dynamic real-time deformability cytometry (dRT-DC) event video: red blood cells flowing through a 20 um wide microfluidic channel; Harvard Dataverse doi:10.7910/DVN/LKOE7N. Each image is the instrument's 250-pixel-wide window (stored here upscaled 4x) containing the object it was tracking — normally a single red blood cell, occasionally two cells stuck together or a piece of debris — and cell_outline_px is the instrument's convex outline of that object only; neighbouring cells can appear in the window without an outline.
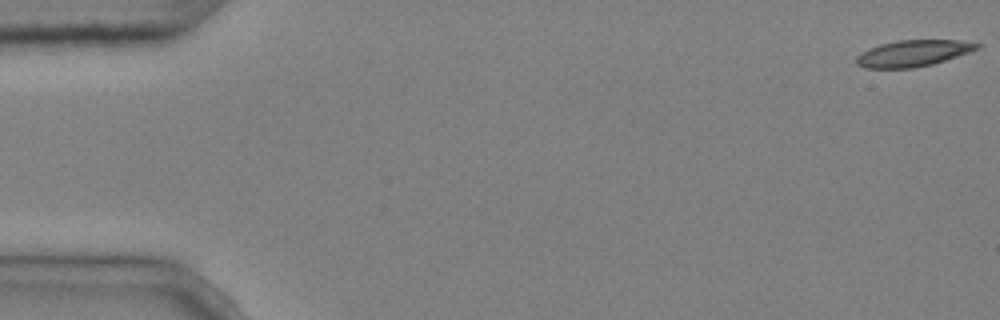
{"species": "common noctule bat (a hibernating species)", "species_latin": "Nyctalus noctula", "temperature_condition": "cold", "stored_images_in_passage": 5, "camera_frame_rate_fps": 3000, "um_per_image_px": 0.085, "animal": {"sex": "male", "body_mass_g": 20.4}, "frame": {"image": 1, "passage_image": 1, "time_ms": 0.0, "image_size_px": [1000, 320], "cell_outline_px": [[980, 48], [932, 64], [912, 68], [864, 68], [856, 64], [856, 56], [860, 52], [868, 48], [880, 44], [896, 40], [960, 40], [980, 44]], "centroid_in_image_um": [77.55, 4.52], "position_along_channel_um": 7.5, "area_um2": 18.5}}
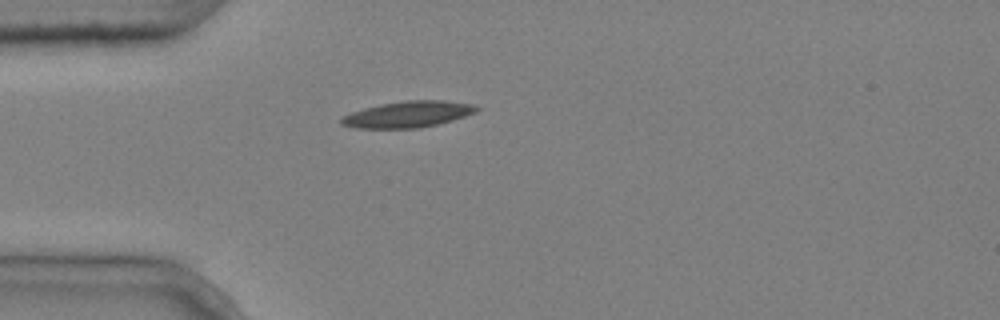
{"frame": {"image": 2, "passage_image": 5, "time_ms": 1.333, "image_size_px": [1000, 320], "cell_outline_px": [[480, 108], [476, 112], [452, 120], [420, 128], [356, 128], [340, 124], [340, 120], [344, 116], [352, 112], [364, 108], [380, 104], [404, 100], [444, 100], [472, 104]], "centroid_in_image_um": [34.67, 9.71], "position_along_channel_um": 50.3, "area_um2": 20.58}}